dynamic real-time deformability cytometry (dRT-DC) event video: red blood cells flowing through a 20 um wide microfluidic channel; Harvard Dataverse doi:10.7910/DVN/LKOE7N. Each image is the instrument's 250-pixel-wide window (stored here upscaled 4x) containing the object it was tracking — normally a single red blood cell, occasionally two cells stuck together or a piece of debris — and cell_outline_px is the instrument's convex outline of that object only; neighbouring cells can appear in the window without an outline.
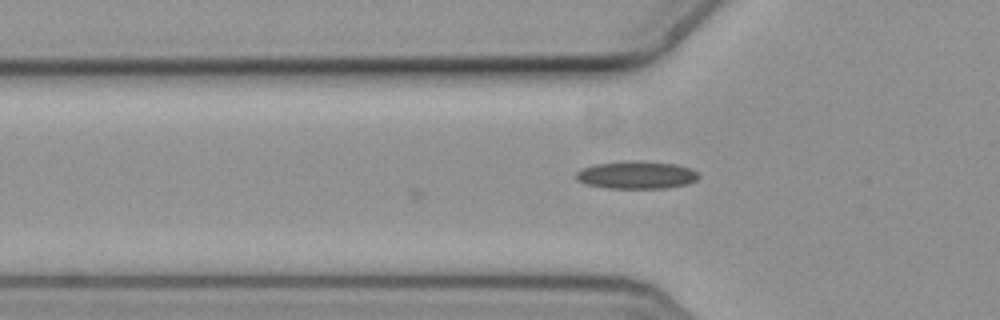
{"species": "common noctule bat (a hibernating species)", "species_latin": "Nyctalus noctula", "temperature_condition": "cold", "stored_images_in_passage": 14, "camera_frame_rate_fps": 3000, "um_per_image_px": 0.085, "animal": {"sex": "female", "body_mass_g": 19.3, "forearm_length_mm": 54.1}, "frame": {"image": 1, "passage_image": 14, "time_ms": 4.333, "image_size_px": [1000, 320], "cell_outline_px": [[700, 176], [696, 180], [688, 184], [668, 188], [608, 188], [588, 184], [576, 180], [576, 172], [580, 168], [596, 164], [624, 160], [640, 160], [676, 164], [692, 168]], "centroid_in_image_um": [54.11, 14.86], "position_along_channel_um": 71.7, "area_um2": 20.06}}